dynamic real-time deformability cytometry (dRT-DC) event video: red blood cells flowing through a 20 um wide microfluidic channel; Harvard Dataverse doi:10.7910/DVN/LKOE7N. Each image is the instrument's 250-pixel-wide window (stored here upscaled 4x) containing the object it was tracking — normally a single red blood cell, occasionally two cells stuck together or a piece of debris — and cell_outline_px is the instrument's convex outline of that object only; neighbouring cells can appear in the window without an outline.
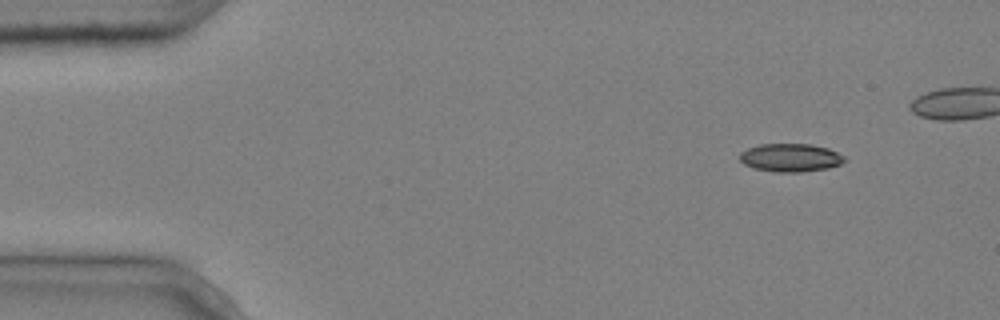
{"species": "common noctule bat (a hibernating species)", "species_latin": "Nyctalus noctula", "temperature_condition": "cold", "stored_images_in_passage": 4, "camera_frame_rate_fps": 3000, "um_per_image_px": 0.085, "animal": {"sex": "male", "body_mass_g": 20.4}, "frame": {"image": 1, "passage_image": 1, "time_ms": 0.0, "image_size_px": [1000, 320], "cell_outline_px": [[848, 160], [840, 164], [828, 168], [800, 172], [776, 172], [752, 168], [744, 164], [740, 160], [740, 152], [748, 148], [760, 144], [808, 144], [828, 148], [844, 156]], "centroid_in_image_um": [67.19, 13.4], "position_along_channel_um": 17.8, "area_um2": 17.22}}